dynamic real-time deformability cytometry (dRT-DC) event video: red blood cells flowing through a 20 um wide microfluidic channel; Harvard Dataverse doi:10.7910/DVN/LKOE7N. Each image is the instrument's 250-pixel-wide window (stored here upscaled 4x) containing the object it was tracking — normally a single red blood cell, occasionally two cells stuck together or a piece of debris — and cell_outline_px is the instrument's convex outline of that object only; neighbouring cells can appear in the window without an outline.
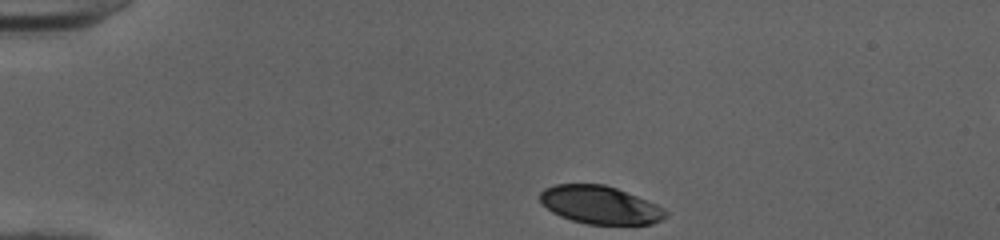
{"species": "human", "species_latin": "Homo sapiens", "temperature_condition": "cold", "stored_images_in_passage": 38, "camera_frame_rate_fps": 3000, "um_per_image_px": 0.085, "donor": {"sex": "female"}, "frame": {"image": 1, "passage_image": 1, "time_ms": 0.0, "image_size_px": [1000, 240], "cell_outline_px": [[668, 216], [652, 224], [588, 224], [572, 220], [560, 216], [552, 212], [540, 204], [540, 192], [544, 188], [556, 184], [604, 184], [616, 188], [656, 204], [668, 212]], "centroid_in_image_um": [50.97, 17.42], "position_along_channel_um": 34.0, "area_um2": 27.74}}
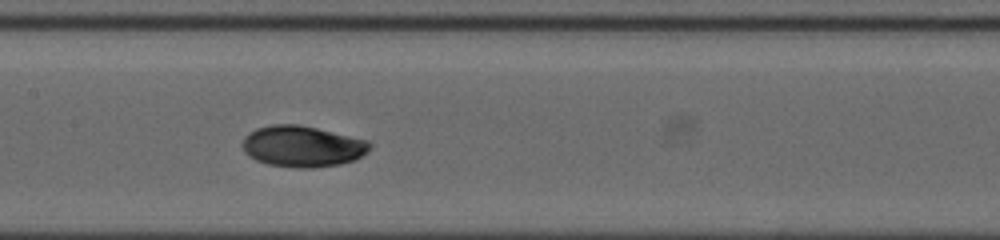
{"frame": {"image": 2, "passage_image": 17, "time_ms": 5.333, "image_size_px": [1000, 240], "cell_outline_px": [[372, 148], [368, 152], [352, 160], [340, 164], [312, 168], [304, 168], [268, 164], [256, 160], [248, 156], [244, 152], [244, 136], [248, 132], [256, 128], [272, 124], [296, 124], [316, 128], [368, 140], [372, 144]], "centroid_in_image_um": [25.7, 12.43], "position_along_channel_um": 181.7, "area_um2": 30.4}}
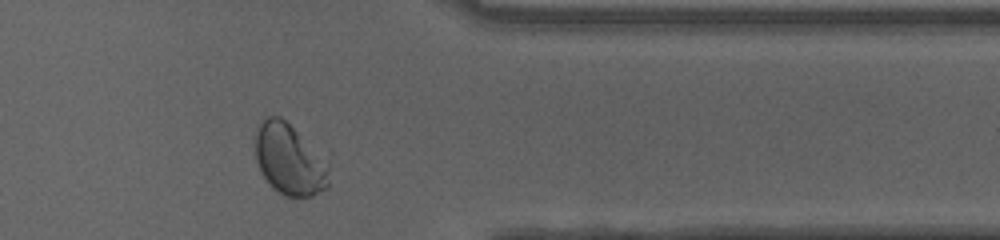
{"frame": {"image": 3, "passage_image": 33, "time_ms": 10.667, "image_size_px": [1000, 240], "cell_outline_px": [[328, 188], [312, 196], [284, 196], [272, 188], [264, 176], [256, 160], [256, 124], [264, 116], [280, 116], [328, 164]], "centroid_in_image_um": [24.55, 13.57], "position_along_channel_um": 386.9, "area_um2": 29.82}, "authors_computed_cell_mechanics": {"area_um2": 29.8248, "velocity_mm_per_s": 3.999, "shape_relaxation_time_tau1_ms": 2.9521, "shape_relaxation_time_tau2_ms": 0.771, "deformation_change_tau1": 0.119, "deformation_change_tau2": 0.0228}}